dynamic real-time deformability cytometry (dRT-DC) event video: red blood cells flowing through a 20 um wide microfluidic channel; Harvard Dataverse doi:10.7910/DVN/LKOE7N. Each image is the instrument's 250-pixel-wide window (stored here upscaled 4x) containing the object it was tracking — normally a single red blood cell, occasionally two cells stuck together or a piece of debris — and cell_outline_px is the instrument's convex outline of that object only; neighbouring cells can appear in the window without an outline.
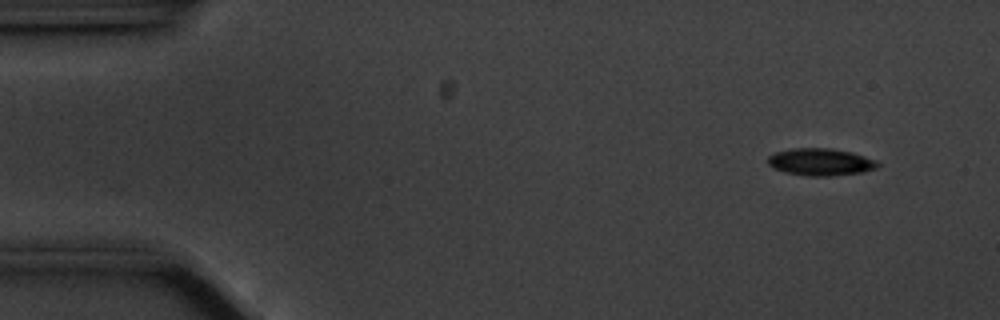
{"species": "common noctule bat (a hibernating species)", "species_latin": "Nyctalus noctula", "temperature_condition": "cold", "stored_images_in_passage": 53, "camera_frame_rate_fps": 3000, "um_per_image_px": 0.085, "animal": {"sex": "male", "body_mass_g": 20.1, "forearm_length_mm": 53.5}, "frame": {"image": 1, "passage_image": 1, "time_ms": 0.0, "image_size_px": [1000, 320], "cell_outline_px": [[880, 164], [876, 168], [864, 172], [832, 176], [812, 176], [784, 172], [768, 164], [768, 156], [776, 152], [792, 148], [832, 148], [852, 152], [876, 160]], "centroid_in_image_um": [69.78, 13.76], "position_along_channel_um": 15.2, "area_um2": 17.4}}
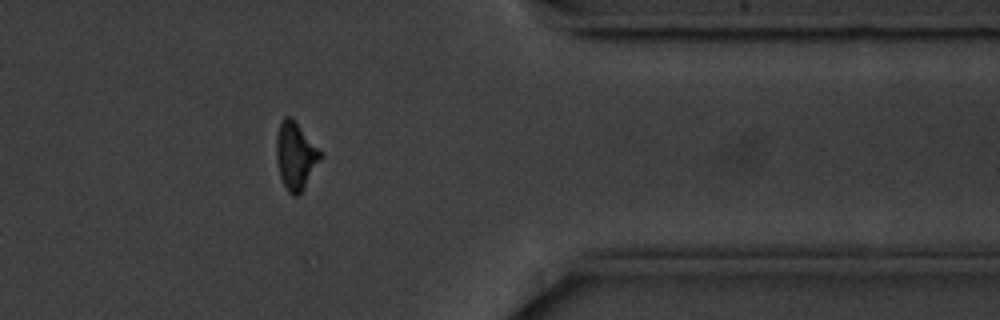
{"frame": {"image": 2, "passage_image": 42, "time_ms": 13.667, "image_size_px": [1000, 320], "cell_outline_px": [[324, 156], [304, 188], [296, 196], [292, 196], [288, 192], [280, 176], [276, 156], [276, 136], [280, 124], [284, 116], [288, 116], [324, 152]], "centroid_in_image_um": [25.15, 13.27], "position_along_channel_um": 386.2, "area_um2": 17.22}}
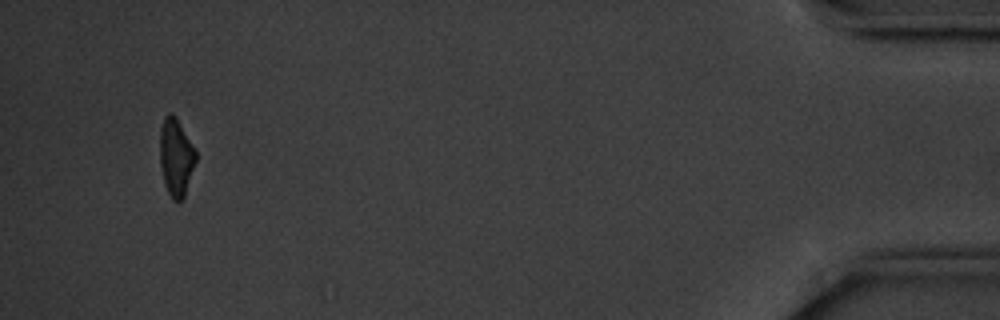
{"frame": {"image": 3, "passage_image": 50, "time_ms": 16.333, "image_size_px": [1000, 320], "cell_outline_px": [[196, 160], [184, 200], [172, 200], [164, 184], [160, 164], [160, 128], [164, 116], [168, 112], [172, 112], [176, 116], [196, 152]], "centroid_in_image_um": [14.95, 13.36], "position_along_channel_um": 420.3, "area_um2": 16.36}, "authors_computed_cell_mechanics": {"area_um2": 17.4556, "velocity_mm_per_s": 3.5377, "shape_relaxation_time_tau1_ms": 3.0154, "shape_relaxation_time_tau2_ms": null, "deformation_change_tau1": 0.1278, "deformation_change_tau2": null}}